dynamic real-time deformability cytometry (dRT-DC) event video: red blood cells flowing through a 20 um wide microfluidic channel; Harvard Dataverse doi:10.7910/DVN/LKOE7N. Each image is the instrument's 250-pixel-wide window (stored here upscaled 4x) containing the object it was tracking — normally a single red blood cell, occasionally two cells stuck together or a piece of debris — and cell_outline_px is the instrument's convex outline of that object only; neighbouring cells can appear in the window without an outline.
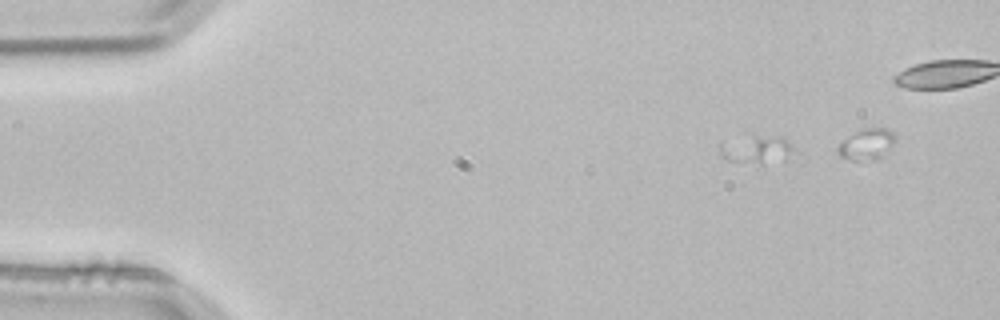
{"species": "common noctule bat (a hibernating species)", "species_latin": "Nyctalus noctula", "temperature_condition": "room temperature", "stored_images_in_passage": 5, "camera_frame_rate_fps": 3000, "um_per_image_px": 0.085, "animal": {"sex": "male", "body_mass_g": 21.5, "forearm_length_mm": 52.0}, "frame": {"image": 1, "passage_image": 1, "time_ms": 0.0, "image_size_px": [1000, 320], "cell_outline_px": [[796, 148], [784, 160], [764, 164], [728, 160], [720, 156], [720, 144], [756, 136], [788, 140]], "centroid_in_image_um": [64.35, 12.76], "position_along_channel_um": 20.7, "area_um2": 11.39}}